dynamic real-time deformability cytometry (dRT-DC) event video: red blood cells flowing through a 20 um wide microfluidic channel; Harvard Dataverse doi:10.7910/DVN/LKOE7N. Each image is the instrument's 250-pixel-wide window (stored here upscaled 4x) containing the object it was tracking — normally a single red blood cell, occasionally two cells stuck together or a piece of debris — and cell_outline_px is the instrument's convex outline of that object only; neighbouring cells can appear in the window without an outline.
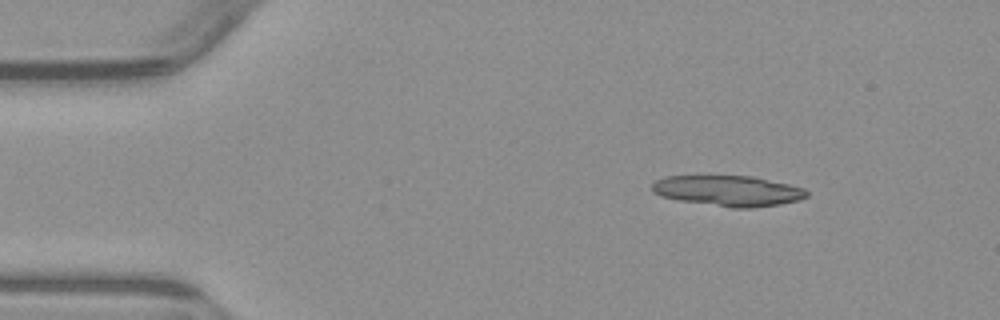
{"species": "common noctule bat (a hibernating species)", "species_latin": "Nyctalus noctula", "temperature_condition": "warm", "stored_images_in_passage": 3, "camera_frame_rate_fps": 3000, "um_per_image_px": 0.085, "animal": {"sex": "male", "body_mass_g": 23.1, "forearm_length_mm": 52.7}, "frame": {"image": 1, "passage_image": 1, "time_ms": 0.0, "image_size_px": [1000, 320], "cell_outline_px": [[808, 196], [800, 200], [780, 204], [752, 208], [732, 208], [680, 200], [660, 196], [652, 192], [652, 184], [656, 180], [664, 176], [752, 176], [788, 184], [804, 188], [808, 192]], "centroid_in_image_um": [61.9, 16.22], "position_along_channel_um": 23.1, "area_um2": 27.57}}